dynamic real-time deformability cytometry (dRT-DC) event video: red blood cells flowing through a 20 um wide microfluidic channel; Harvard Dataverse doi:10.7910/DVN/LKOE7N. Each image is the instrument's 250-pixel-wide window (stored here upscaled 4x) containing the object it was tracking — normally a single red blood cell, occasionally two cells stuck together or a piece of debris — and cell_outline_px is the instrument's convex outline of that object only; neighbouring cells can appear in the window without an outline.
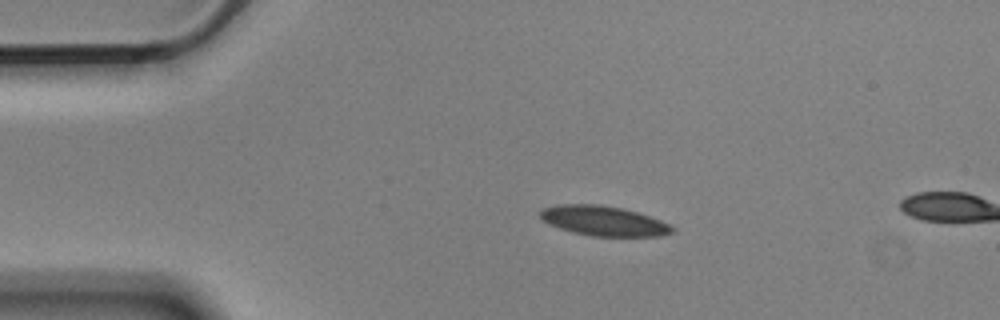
{"species": "Egyptian fruit bat (a non-hibernating species)", "species_latin": "Rousettus aegyptiacus", "temperature_condition": "cold", "stored_images_in_passage": 4, "camera_frame_rate_fps": 3000, "um_per_image_px": 0.085, "animal": {"sex": "male"}, "frame": {"image": 1, "passage_image": 2, "time_ms": 0.333, "image_size_px": [1000, 320], "cell_outline_px": [[676, 232], [660, 236], [592, 236], [572, 232], [548, 224], [540, 220], [540, 212], [544, 208], [556, 204], [600, 204], [624, 208], [672, 224], [676, 228]], "centroid_in_image_um": [51.33, 18.77], "position_along_channel_um": 33.7, "area_um2": 23.24}}